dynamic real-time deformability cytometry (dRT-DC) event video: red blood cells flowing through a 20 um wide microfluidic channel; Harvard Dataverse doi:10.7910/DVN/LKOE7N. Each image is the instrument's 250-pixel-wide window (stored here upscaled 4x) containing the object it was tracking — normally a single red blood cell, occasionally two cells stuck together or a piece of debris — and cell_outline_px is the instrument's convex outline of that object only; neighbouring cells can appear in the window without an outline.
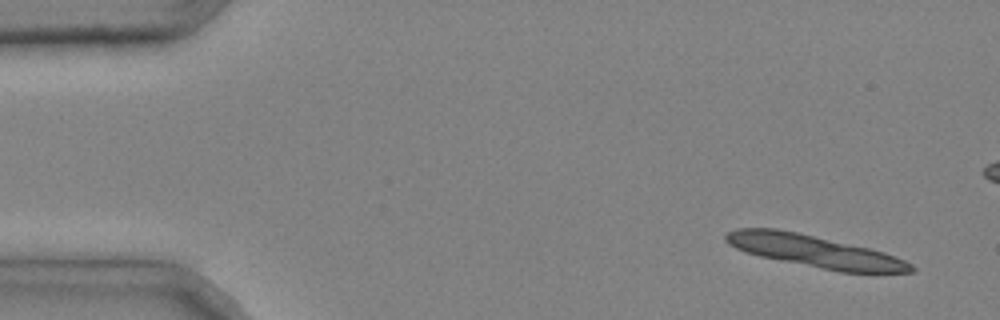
{"species": "common noctule bat (a hibernating species)", "species_latin": "Nyctalus noctula", "temperature_condition": "cold", "stored_images_in_passage": 5, "segment_of_instrument_passage": [2, 2], "camera_frame_rate_fps": 3000, "um_per_image_px": 0.085, "animal": {"sex": "male", "body_mass_g": 20.4}, "frame": {"image": 1, "passage_image": 5, "time_ms": 1.333, "image_size_px": [1000, 320], "cell_outline_px": [[916, 268], [912, 272], [840, 272], [760, 256], [744, 252], [728, 244], [724, 240], [724, 236], [728, 232], [736, 228], [776, 228], [796, 232], [868, 248], [884, 252], [904, 260], [912, 264]], "centroid_in_image_um": [69.19, 21.35], "position_along_channel_um": 15.8, "area_um2": 34.16}}